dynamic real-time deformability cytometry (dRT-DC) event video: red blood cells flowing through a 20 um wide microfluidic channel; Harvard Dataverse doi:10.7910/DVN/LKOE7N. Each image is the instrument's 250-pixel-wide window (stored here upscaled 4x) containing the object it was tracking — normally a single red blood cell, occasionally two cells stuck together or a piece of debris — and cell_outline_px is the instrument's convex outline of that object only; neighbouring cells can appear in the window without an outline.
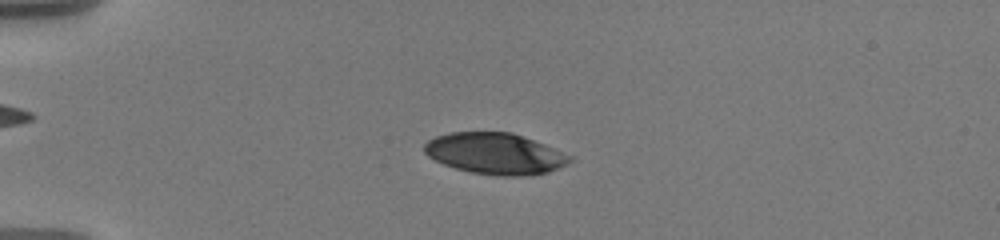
{"species": "human", "species_latin": "Homo sapiens", "temperature_condition": "warm", "stored_images_in_passage": 26, "camera_frame_rate_fps": 3000, "um_per_image_px": 0.085, "donor": {"sex": "male"}, "frame": {"image": 1, "passage_image": 7, "time_ms": 4.667, "image_size_px": [1000, 240], "cell_outline_px": [[572, 160], [568, 164], [560, 168], [548, 172], [524, 176], [496, 176], [472, 172], [456, 168], [444, 164], [428, 156], [424, 152], [424, 144], [428, 140], [436, 136], [448, 132], [512, 132], [544, 144], [572, 156]], "centroid_in_image_um": [42.1, 13.06], "position_along_channel_um": 42.9, "area_um2": 34.97}}
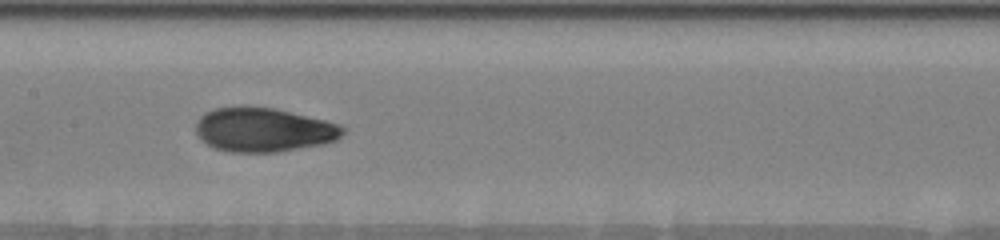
{"frame": {"image": 2, "passage_image": 17, "time_ms": 9.667, "image_size_px": [1000, 240], "cell_outline_px": [[344, 132], [336, 140], [324, 144], [276, 152], [232, 152], [216, 148], [200, 140], [196, 132], [196, 120], [204, 112], [212, 108], [240, 104], [272, 108], [324, 120], [340, 124], [344, 128]], "centroid_in_image_um": [22.34, 11.01], "position_along_channel_um": 185.1, "area_um2": 38.15}}
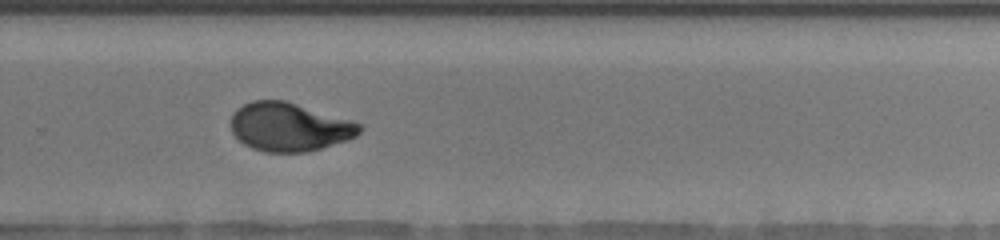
{"frame": {"image": 3, "passage_image": 24, "time_ms": 13.0, "image_size_px": [1000, 240], "cell_outline_px": [[364, 128], [356, 136], [348, 140], [320, 148], [304, 152], [264, 152], [252, 148], [244, 144], [232, 132], [232, 112], [236, 108], [252, 100], [284, 100], [352, 120], [360, 124]], "centroid_in_image_um": [24.6, 10.78], "position_along_channel_um": 305.2, "area_um2": 36.36}}